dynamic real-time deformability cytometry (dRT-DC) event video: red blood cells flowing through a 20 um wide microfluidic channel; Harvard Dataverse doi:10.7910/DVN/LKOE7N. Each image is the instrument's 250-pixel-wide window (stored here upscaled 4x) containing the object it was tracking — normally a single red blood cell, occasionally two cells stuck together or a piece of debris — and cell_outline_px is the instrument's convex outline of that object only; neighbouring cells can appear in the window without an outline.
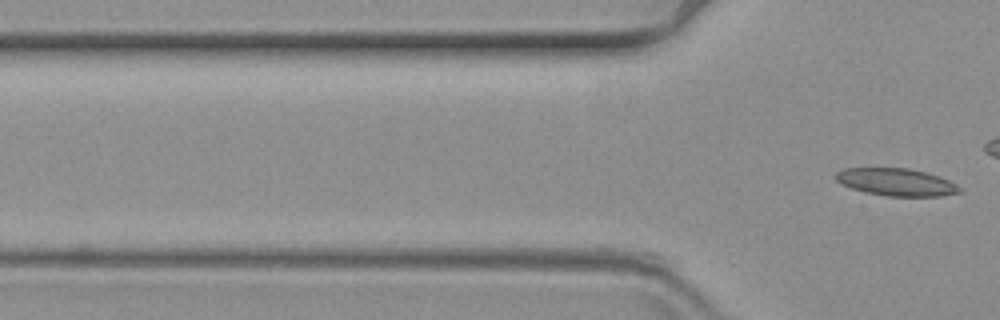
{"species": "common noctule bat (a hibernating species)", "species_latin": "Nyctalus noctula", "temperature_condition": "warm", "stored_images_in_passage": 17, "camera_frame_rate_fps": 3000, "um_per_image_px": 0.085, "animal": {"sex": "female", "body_mass_g": 19.3, "forearm_length_mm": 54.1}, "frame": {"image": 1, "passage_image": 17, "time_ms": 5.333, "image_size_px": [1000, 320], "cell_outline_px": [[960, 192], [940, 196], [888, 196], [864, 192], [840, 184], [836, 180], [836, 172], [844, 168], [908, 168], [924, 172], [948, 180], [956, 184], [960, 188]], "centroid_in_image_um": [76.14, 15.48], "position_along_channel_um": 49.7, "area_um2": 19.59}}